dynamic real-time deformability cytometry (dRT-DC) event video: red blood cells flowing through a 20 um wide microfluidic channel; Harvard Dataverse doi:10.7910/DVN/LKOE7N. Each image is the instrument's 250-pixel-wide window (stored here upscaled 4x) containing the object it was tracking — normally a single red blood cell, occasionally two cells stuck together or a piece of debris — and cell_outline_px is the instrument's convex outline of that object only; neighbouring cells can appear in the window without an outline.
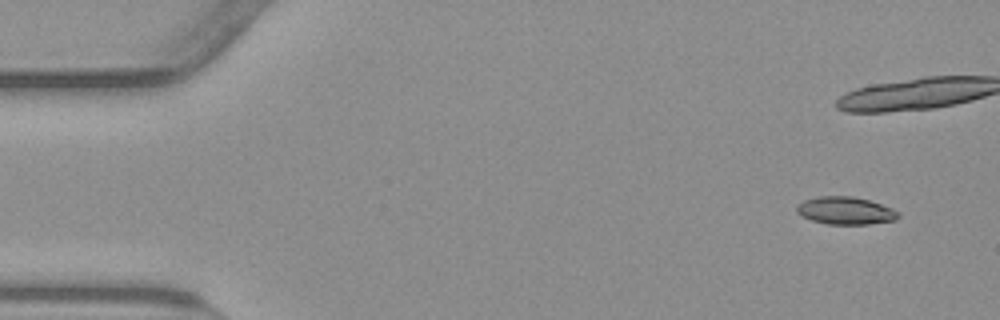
{"species": "common noctule bat (a hibernating species)", "species_latin": "Nyctalus noctula", "temperature_condition": "warm", "stored_images_in_passage": 53, "camera_frame_rate_fps": 3000, "um_per_image_px": 0.085, "animal": {"sex": "male", "body_mass_g": 23.1, "forearm_length_mm": 52.7}, "frame": {"image": 1, "passage_image": 1, "time_ms": 0.0, "image_size_px": [1000, 320], "cell_outline_px": [[900, 216], [896, 220], [868, 224], [828, 224], [812, 220], [796, 212], [796, 208], [804, 200], [820, 196], [852, 196], [868, 200], [892, 208], [900, 212]], "centroid_in_image_um": [71.9, 17.91], "position_along_channel_um": 13.1, "area_um2": 16.18}, "authors_computed_cell_mechanics": {"area_um2": 16.8198, "velocity_mm_per_s": 3.8155, "shape_relaxation_time_tau1_ms": null, "shape_relaxation_time_tau2_ms": 5.6367, "deformation_change_tau1": null, "deformation_change_tau2": 0.1302}}